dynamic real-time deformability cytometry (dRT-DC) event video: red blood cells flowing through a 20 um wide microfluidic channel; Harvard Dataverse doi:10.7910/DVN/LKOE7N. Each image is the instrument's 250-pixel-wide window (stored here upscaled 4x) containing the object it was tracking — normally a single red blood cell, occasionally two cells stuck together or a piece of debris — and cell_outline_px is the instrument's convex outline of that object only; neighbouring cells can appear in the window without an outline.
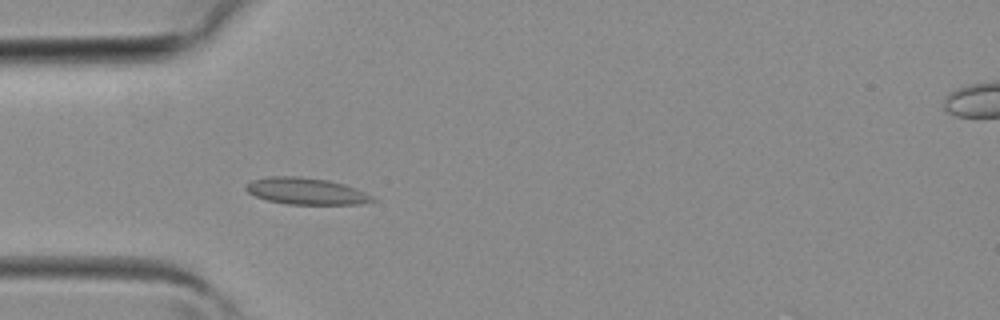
{"species": "common noctule bat (a hibernating species)", "species_latin": "Nyctalus noctula", "temperature_condition": "room temperature", "stored_images_in_passage": 39, "camera_frame_rate_fps": 3000, "um_per_image_px": 0.085, "animal": {"sex": "female", "body_mass_g": 19.3, "forearm_length_mm": 54.1}, "frame": {"image": 1, "passage_image": 11, "time_ms": 3.333, "image_size_px": [1000, 320], "cell_outline_px": [[376, 200], [360, 204], [288, 204], [268, 200], [256, 196], [248, 192], [244, 188], [252, 180], [268, 176], [300, 176], [328, 180], [344, 184], [356, 188], [372, 196]], "centroid_in_image_um": [26.02, 16.24], "position_along_channel_um": 59.0, "area_um2": 19.54}}
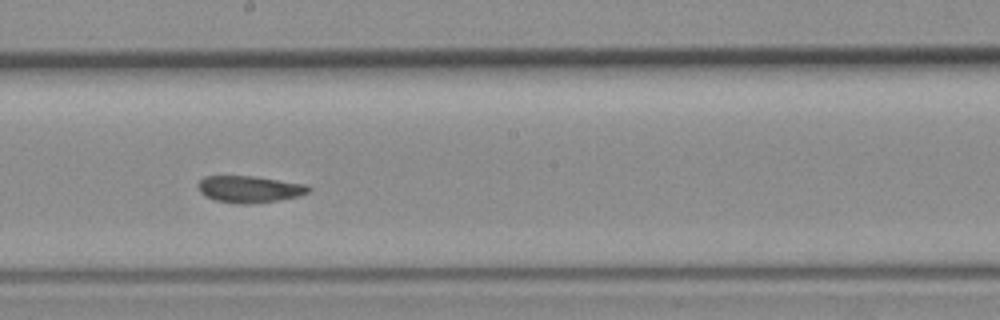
{"frame": {"image": 2, "passage_image": 21, "time_ms": 6.667, "image_size_px": [1000, 320], "cell_outline_px": [[312, 188], [308, 192], [300, 196], [276, 200], [248, 204], [240, 204], [216, 200], [204, 196], [200, 192], [196, 184], [204, 176], [252, 176], [308, 184]], "centroid_in_image_um": [21.2, 16.07], "position_along_channel_um": 227.0, "area_um2": 17.28}}
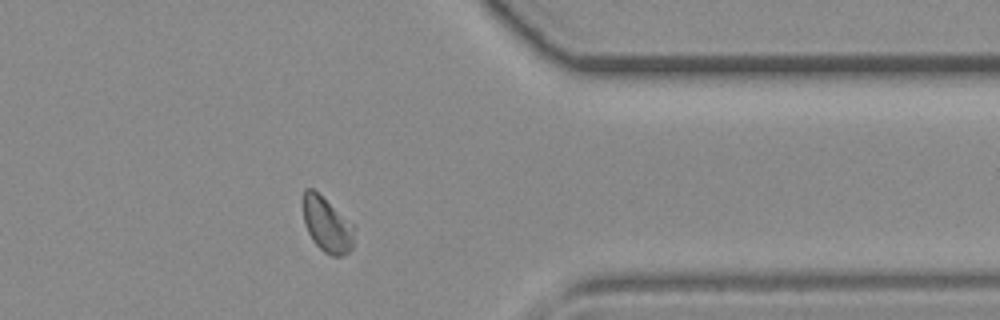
{"frame": {"image": 3, "passage_image": 31, "time_ms": 10.0, "image_size_px": [1000, 320], "cell_outline_px": [[356, 228], [352, 248], [348, 252], [340, 256], [332, 256], [324, 252], [312, 240], [304, 224], [300, 200], [304, 188], [312, 188], [356, 224]], "centroid_in_image_um": [27.78, 19.05], "position_along_channel_um": 383.6, "area_um2": 17.17}}